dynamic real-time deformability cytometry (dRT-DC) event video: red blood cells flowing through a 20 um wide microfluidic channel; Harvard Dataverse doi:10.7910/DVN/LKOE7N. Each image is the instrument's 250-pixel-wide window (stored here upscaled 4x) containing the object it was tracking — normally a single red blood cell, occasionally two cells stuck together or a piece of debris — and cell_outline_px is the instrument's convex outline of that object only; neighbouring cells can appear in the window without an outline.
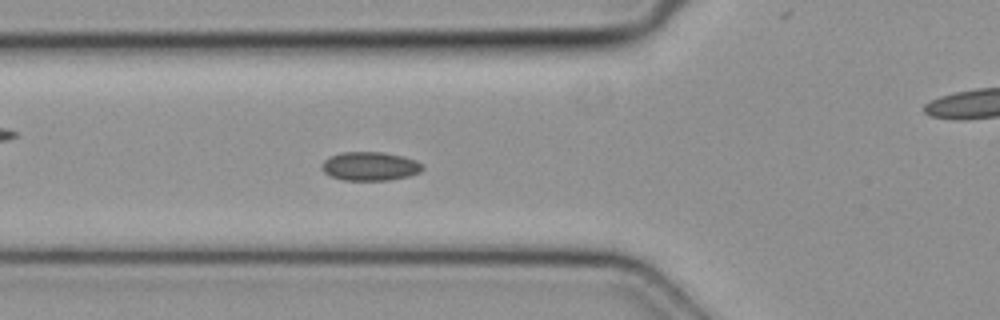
{"species": "common noctule bat (a hibernating species)", "species_latin": "Nyctalus noctula", "temperature_condition": "cold", "stored_images_in_passage": 47, "camera_frame_rate_fps": 3000, "um_per_image_px": 0.085, "animal": {"sex": "female", "body_mass_g": 19.3, "forearm_length_mm": 54.1}, "frame": {"image": 1, "passage_image": 15, "time_ms": 4.667, "image_size_px": [1000, 320], "cell_outline_px": [[424, 168], [420, 172], [408, 176], [388, 180], [344, 180], [328, 176], [320, 168], [320, 164], [328, 156], [340, 152], [384, 152], [404, 156], [416, 160], [424, 164]], "centroid_in_image_um": [31.42, 14.12], "position_along_channel_um": 94.4, "area_um2": 17.22}}
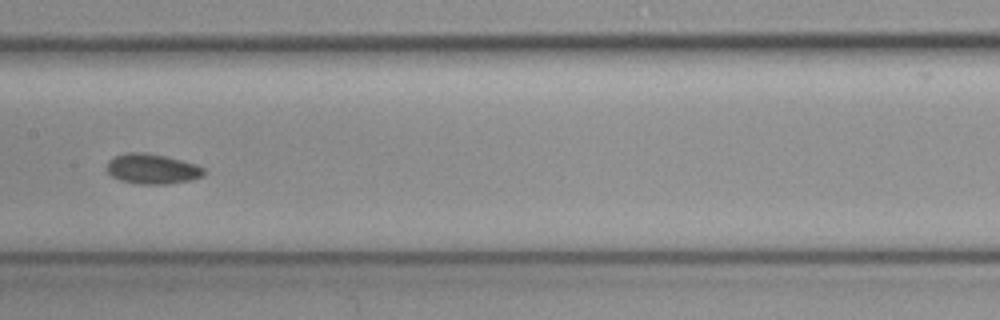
{"frame": {"image": 2, "passage_image": 22, "time_ms": 7.0, "image_size_px": [1000, 320], "cell_outline_px": [[204, 176], [192, 180], [168, 184], [140, 184], [120, 180], [112, 176], [104, 168], [108, 160], [112, 156], [124, 152], [144, 152], [164, 156], [196, 164], [204, 168]], "centroid_in_image_um": [12.89, 14.35], "position_along_channel_um": 194.5, "area_um2": 17.28}}
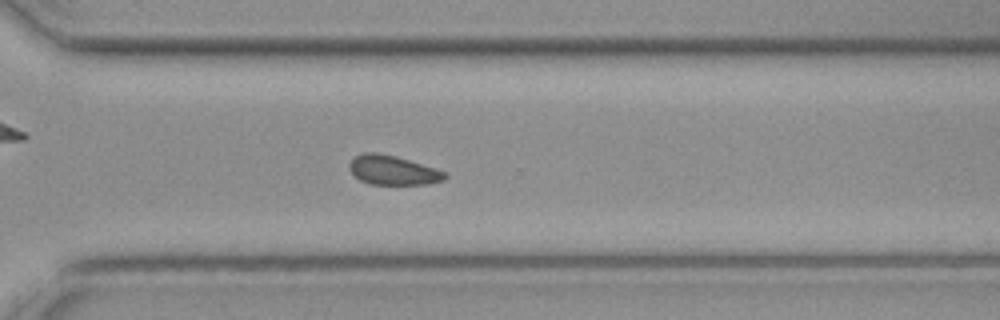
{"frame": {"image": 3, "passage_image": 32, "time_ms": 10.333, "image_size_px": [1000, 320], "cell_outline_px": [[448, 176], [444, 180], [428, 184], [368, 184], [360, 180], [348, 168], [348, 164], [356, 156], [364, 152], [380, 152], [396, 156], [436, 168], [448, 172]], "centroid_in_image_um": [33.42, 14.46], "position_along_channel_um": 337.2, "area_um2": 16.47}}